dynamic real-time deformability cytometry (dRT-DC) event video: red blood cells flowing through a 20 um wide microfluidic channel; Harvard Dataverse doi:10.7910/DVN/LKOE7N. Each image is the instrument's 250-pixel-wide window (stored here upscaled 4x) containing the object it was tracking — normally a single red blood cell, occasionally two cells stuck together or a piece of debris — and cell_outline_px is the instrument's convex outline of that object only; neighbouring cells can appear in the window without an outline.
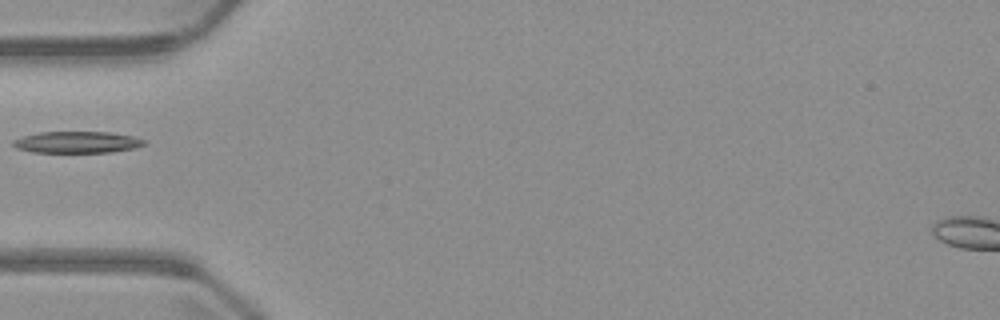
{"species": "common noctule bat (a hibernating species)", "species_latin": "Nyctalus noctula", "temperature_condition": "warm", "stored_images_in_passage": 5, "camera_frame_rate_fps": 3000, "um_per_image_px": 0.085, "animal": {"sex": "male", "body_mass_g": 23.1, "forearm_length_mm": 52.7}, "frame": {"image": 1, "passage_image": 5, "time_ms": 5.0, "image_size_px": [1000, 320], "cell_outline_px": [[148, 144], [136, 148], [112, 152], [32, 152], [16, 148], [12, 144], [12, 140], [24, 136], [40, 132], [112, 132], [132, 136], [144, 140]], "centroid_in_image_um": [6.58, 12.09], "position_along_channel_um": 78.4, "area_um2": 16.53}}